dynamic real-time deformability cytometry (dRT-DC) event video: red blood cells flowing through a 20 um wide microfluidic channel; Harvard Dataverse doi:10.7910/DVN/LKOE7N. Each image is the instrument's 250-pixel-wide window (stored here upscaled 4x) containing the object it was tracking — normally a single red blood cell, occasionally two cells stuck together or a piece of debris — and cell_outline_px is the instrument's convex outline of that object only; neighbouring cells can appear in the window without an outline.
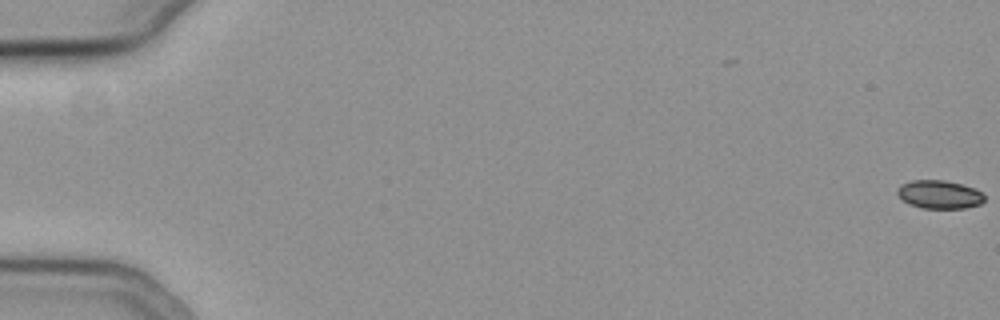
{"species": "common noctule bat (a hibernating species)", "species_latin": "Nyctalus noctula", "temperature_condition": "cold", "stored_images_in_passage": 9, "camera_frame_rate_fps": 3000, "um_per_image_px": 0.085, "animal": {"sex": "female", "body_mass_g": 19.3, "forearm_length_mm": 54.1}, "frame": {"image": 1, "passage_image": 1, "time_ms": 0.0, "image_size_px": [1000, 320], "cell_outline_px": [[984, 200], [980, 204], [964, 208], [920, 208], [908, 204], [896, 192], [900, 184], [912, 180], [944, 180], [960, 184], [972, 188], [980, 192], [984, 196]], "centroid_in_image_um": [79.81, 16.53], "position_along_channel_um": 5.2, "area_um2": 14.22}}